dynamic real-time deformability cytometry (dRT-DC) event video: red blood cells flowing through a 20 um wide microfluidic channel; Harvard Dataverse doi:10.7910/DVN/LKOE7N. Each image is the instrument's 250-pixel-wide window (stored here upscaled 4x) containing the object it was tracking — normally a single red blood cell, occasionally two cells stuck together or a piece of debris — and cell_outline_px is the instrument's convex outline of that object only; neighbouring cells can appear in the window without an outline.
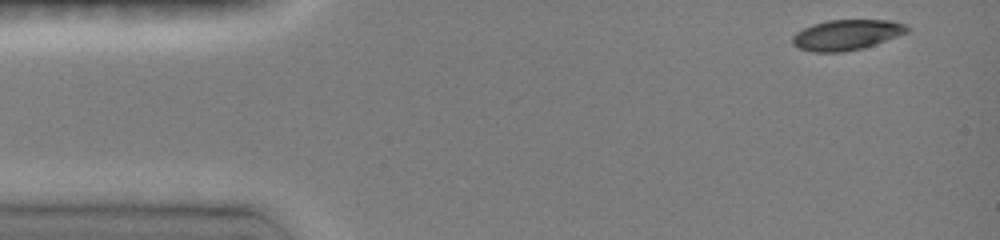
{"species": "common noctule bat (a hibernating species)", "species_latin": "Nyctalus noctula", "temperature_condition": "room temperature", "stored_images_in_passage": 42, "camera_frame_rate_fps": 3000, "um_per_image_px": 0.085, "animal": {"sex": "female", "body_mass_g": 19.0, "forearm_length_mm": 51.5}, "frame": {"image": 1, "passage_image": 1, "time_ms": 0.0, "image_size_px": [1000, 240], "cell_outline_px": [[912, 28], [908, 32], [864, 48], [844, 52], [812, 52], [796, 48], [792, 44], [792, 36], [796, 32], [812, 24], [828, 20], [888, 20], [904, 24]], "centroid_in_image_um": [71.93, 2.97], "position_along_channel_um": 13.1, "area_um2": 20.46}}
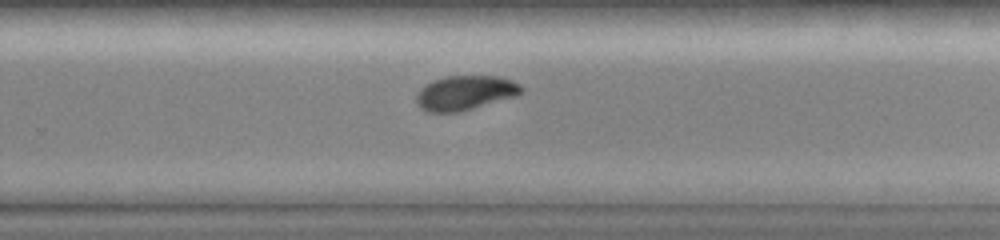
{"frame": {"image": 2, "passage_image": 29, "time_ms": 9.333, "image_size_px": [1000, 240], "cell_outline_px": [[524, 88], [520, 92], [512, 96], [460, 112], [428, 112], [420, 108], [416, 104], [416, 96], [432, 80], [444, 76], [500, 76], [512, 80], [520, 84]], "centroid_in_image_um": [39.51, 7.88], "position_along_channel_um": 290.3, "area_um2": 20.75}}
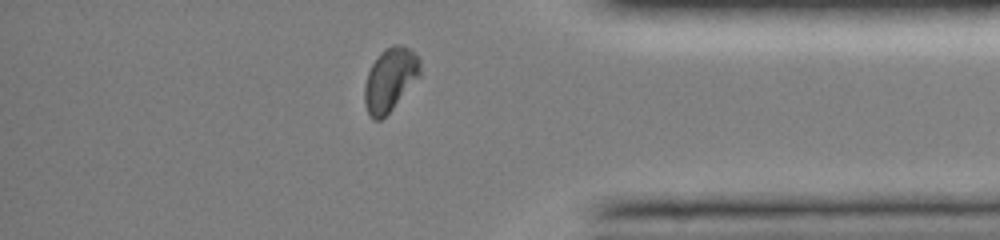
{"frame": {"image": 3, "passage_image": 38, "time_ms": 12.333, "image_size_px": [1000, 240], "cell_outline_px": [[420, 76], [392, 108], [380, 120], [372, 120], [364, 104], [364, 84], [368, 72], [372, 64], [380, 52], [392, 44], [400, 44], [408, 48], [420, 60]], "centroid_in_image_um": [33.13, 6.75], "position_along_channel_um": 402.1, "area_um2": 20.29}, "authors_computed_cell_mechanics": {"area_um2": 20.8369, "velocity_mm_per_s": 4.0037, "shape_relaxation_time_tau1_ms": 2.8075, "shape_relaxation_time_tau2_ms": null, "deformation_change_tau1": 0.1135, "deformation_change_tau2": null}}